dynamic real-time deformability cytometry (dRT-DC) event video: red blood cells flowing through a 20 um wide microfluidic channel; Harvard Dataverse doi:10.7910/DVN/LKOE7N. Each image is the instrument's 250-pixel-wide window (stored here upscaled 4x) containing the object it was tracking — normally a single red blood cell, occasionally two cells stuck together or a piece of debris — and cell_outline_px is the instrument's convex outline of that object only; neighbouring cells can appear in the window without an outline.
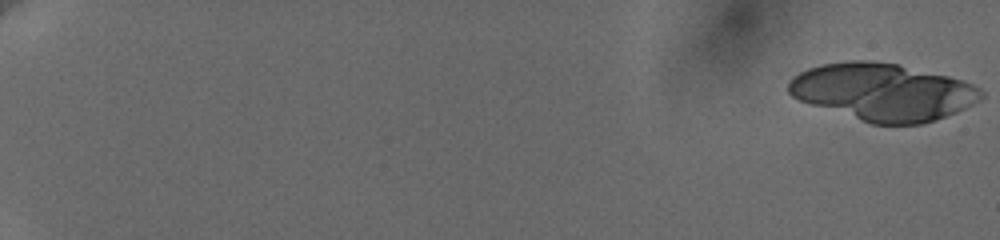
{"species": "human", "species_latin": "Homo sapiens", "temperature_condition": "cold", "stored_images_in_passage": 22, "camera_frame_rate_fps": 3000, "um_per_image_px": 0.085, "donor": {"sex": "female"}, "frame": {"image": 1, "passage_image": 1, "time_ms": 0.0, "image_size_px": [1000, 240], "cell_outline_px": [[984, 96], [980, 100], [956, 112], [936, 120], [920, 124], [872, 124], [800, 100], [792, 96], [788, 92], [788, 84], [800, 72], [808, 68], [824, 64], [848, 60], [868, 60], [900, 64], [964, 80], [980, 88], [984, 92]], "centroid_in_image_um": [75.09, 7.8], "position_along_channel_um": 9.9, "area_um2": 63.93}}